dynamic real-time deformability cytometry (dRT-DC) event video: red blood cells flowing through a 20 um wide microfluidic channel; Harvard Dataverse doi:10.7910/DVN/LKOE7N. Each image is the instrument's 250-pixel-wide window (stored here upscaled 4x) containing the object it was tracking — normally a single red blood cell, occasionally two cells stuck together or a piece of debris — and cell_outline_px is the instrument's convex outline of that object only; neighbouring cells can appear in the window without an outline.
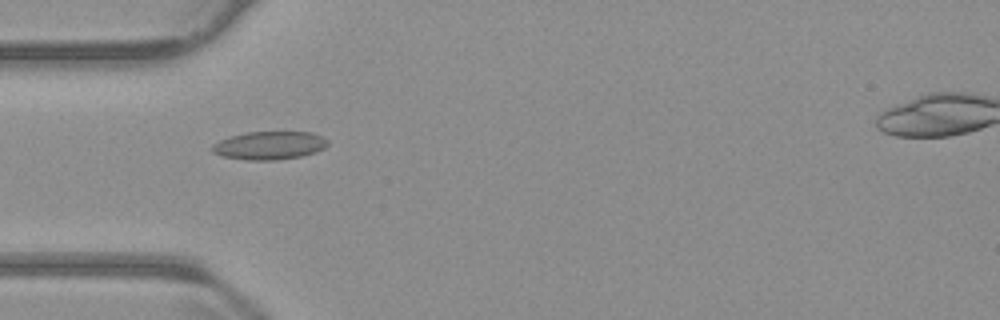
{"species": "common noctule bat (a hibernating species)", "species_latin": "Nyctalus noctula", "temperature_condition": "warm", "stored_images_in_passage": 40, "camera_frame_rate_fps": 3000, "um_per_image_px": 0.085, "animal": {"sex": "male", "body_mass_g": 23.1, "forearm_length_mm": 52.7}, "frame": {"image": 1, "passage_image": 2, "time_ms": 0.333, "image_size_px": [1000, 320], "cell_outline_px": [[328, 144], [324, 148], [316, 152], [300, 156], [276, 160], [244, 160], [224, 156], [212, 152], [212, 144], [228, 136], [248, 132], [312, 132], [328, 140]], "centroid_in_image_um": [22.89, 12.36], "position_along_channel_um": 62.1, "area_um2": 18.96}}
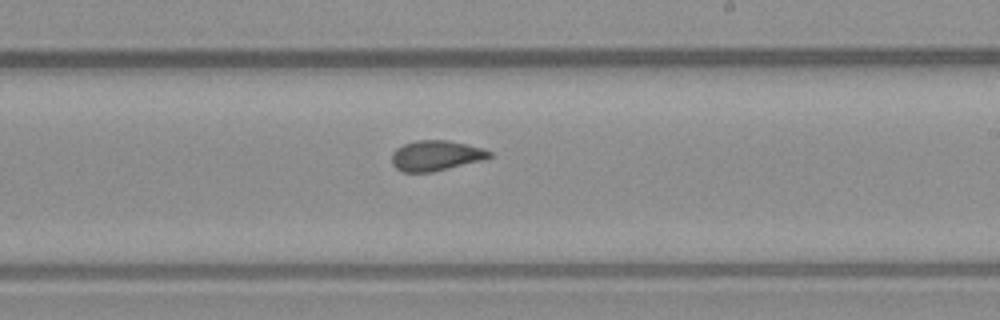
{"frame": {"image": 2, "passage_image": 17, "time_ms": 5.333, "image_size_px": [1000, 320], "cell_outline_px": [[492, 156], [484, 160], [432, 172], [400, 172], [392, 164], [392, 152], [396, 148], [404, 144], [416, 140], [448, 140], [484, 148], [492, 152]], "centroid_in_image_um": [37.05, 13.23], "position_along_channel_um": 251.9, "area_um2": 17.4}}
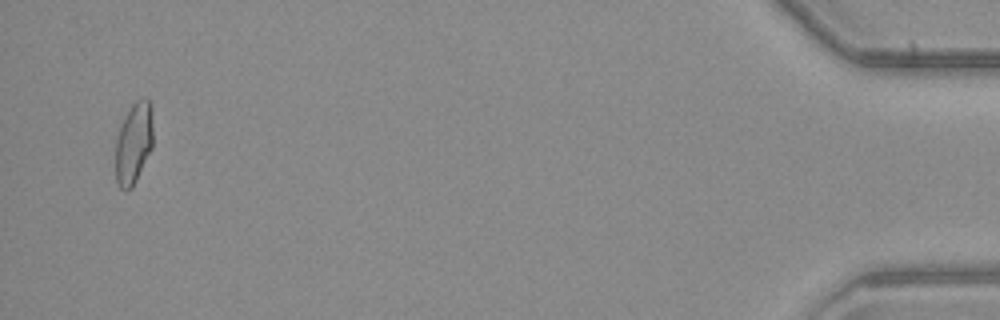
{"frame": {"image": 3, "passage_image": 38, "time_ms": 12.333, "image_size_px": [1000, 320], "cell_outline_px": [[152, 148], [132, 188], [128, 192], [124, 192], [120, 188], [116, 180], [116, 136], [120, 124], [124, 116], [132, 104], [136, 100], [148, 100], [152, 108]], "centroid_in_image_um": [11.34, 12.2], "position_along_channel_um": 423.9, "area_um2": 17.92}, "authors_computed_cell_mechanics": {"area_um2": 17.7446, "velocity_mm_per_s": 3.794, "shape_relaxation_time_tau1_ms": null, "shape_relaxation_time_tau2_ms": 1.5774, "deformation_change_tau1": null, "deformation_change_tau2": 0.0691}}